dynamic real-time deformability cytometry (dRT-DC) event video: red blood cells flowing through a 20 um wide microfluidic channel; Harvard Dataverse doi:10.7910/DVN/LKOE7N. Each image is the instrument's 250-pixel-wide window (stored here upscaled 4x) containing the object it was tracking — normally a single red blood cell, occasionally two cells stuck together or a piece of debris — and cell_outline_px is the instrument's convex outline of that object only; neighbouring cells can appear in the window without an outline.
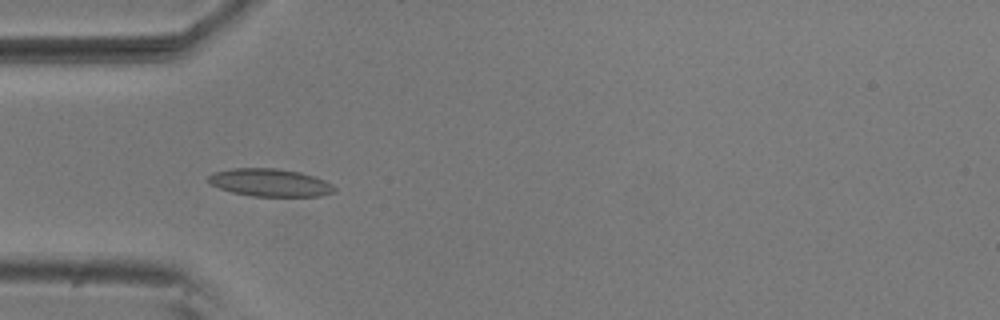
{"species": "common noctule bat (a hibernating species)", "species_latin": "Nyctalus noctula", "temperature_condition": "room temperature", "stored_images_in_passage": 5, "camera_frame_rate_fps": 3000, "um_per_image_px": 0.085, "animal": {"sex": "male", "body_mass_g": 20.5, "forearm_length_mm": 52.5}, "frame": {"image": 1, "passage_image": 4, "time_ms": 1.0, "image_size_px": [1000, 320], "cell_outline_px": [[336, 192], [320, 196], [252, 196], [232, 192], [220, 188], [212, 184], [208, 180], [208, 176], [212, 172], [232, 168], [276, 168], [300, 172], [324, 180], [332, 184], [336, 188]], "centroid_in_image_um": [22.96, 15.52], "position_along_channel_um": 62.0, "area_um2": 20.35}}
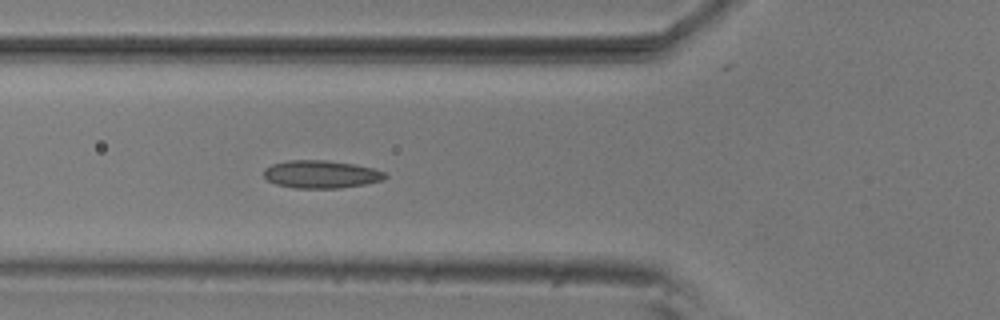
{"frame": {"image": 2, "passage_image": 5, "time_ms": 1.333, "image_size_px": [1000, 320], "cell_outline_px": [[388, 176], [384, 180], [364, 184], [340, 188], [296, 188], [276, 184], [268, 180], [264, 176], [264, 168], [272, 164], [288, 160], [328, 160], [352, 164], [372, 168], [384, 172]], "centroid_in_image_um": [27.28, 14.81], "position_along_channel_um": 98.5, "area_um2": 19.59}}